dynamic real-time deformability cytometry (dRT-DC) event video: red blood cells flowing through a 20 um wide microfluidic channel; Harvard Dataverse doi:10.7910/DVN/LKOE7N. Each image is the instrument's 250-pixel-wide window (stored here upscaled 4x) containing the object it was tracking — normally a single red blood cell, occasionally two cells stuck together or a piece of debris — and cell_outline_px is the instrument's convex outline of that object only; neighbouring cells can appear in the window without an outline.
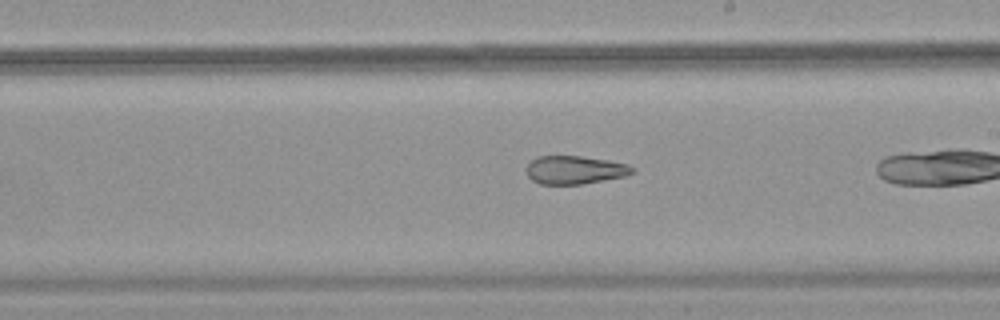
{"species": "common noctule bat (a hibernating species)", "species_latin": "Nyctalus noctula", "temperature_condition": "warm", "stored_images_in_passage": 40, "camera_frame_rate_fps": 3000, "um_per_image_px": 0.085, "animal": {"sex": "female", "body_mass_g": 18.4}, "frame": {"image": 1, "passage_image": 29, "time_ms": 9.333, "image_size_px": [1000, 320], "cell_outline_px": [[636, 172], [624, 176], [580, 184], [540, 184], [532, 180], [528, 176], [524, 168], [536, 156], [580, 156], [608, 160], [628, 164], [636, 168]], "centroid_in_image_um": [48.85, 14.43], "position_along_channel_um": 240.2, "area_um2": 17.51}}